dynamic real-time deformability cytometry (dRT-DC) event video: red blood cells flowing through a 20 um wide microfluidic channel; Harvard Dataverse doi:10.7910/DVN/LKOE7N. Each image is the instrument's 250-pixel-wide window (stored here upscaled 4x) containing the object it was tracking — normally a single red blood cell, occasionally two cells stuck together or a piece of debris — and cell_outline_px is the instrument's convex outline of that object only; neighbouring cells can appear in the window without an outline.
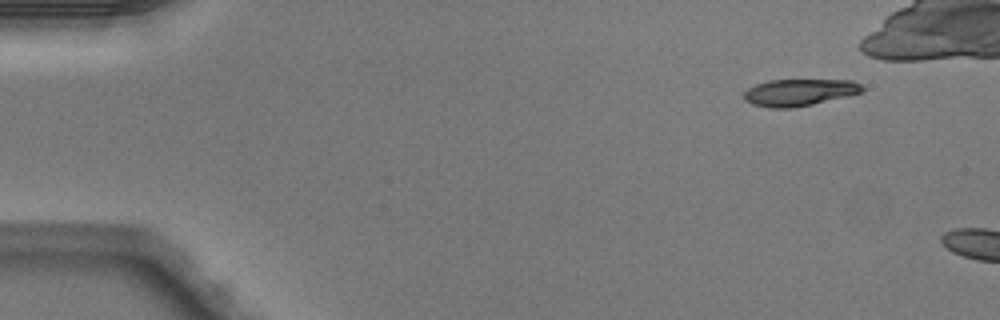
{"species": "Egyptian fruit bat (a non-hibernating species)", "species_latin": "Rousettus aegyptiacus", "temperature_condition": "warm", "stored_images_in_passage": 3, "camera_frame_rate_fps": 3000, "um_per_image_px": 0.085, "animal": {"sex": "male"}, "frame": {"image": 1, "passage_image": 1, "time_ms": 0.0, "image_size_px": [1000, 320], "cell_outline_px": [[864, 92], [848, 96], [812, 104], [792, 108], [772, 108], [752, 104], [744, 100], [744, 92], [748, 88], [756, 84], [768, 80], [852, 80], [860, 84], [864, 88]], "centroid_in_image_um": [67.94, 7.85], "position_along_channel_um": 17.1, "area_um2": 18.55}}